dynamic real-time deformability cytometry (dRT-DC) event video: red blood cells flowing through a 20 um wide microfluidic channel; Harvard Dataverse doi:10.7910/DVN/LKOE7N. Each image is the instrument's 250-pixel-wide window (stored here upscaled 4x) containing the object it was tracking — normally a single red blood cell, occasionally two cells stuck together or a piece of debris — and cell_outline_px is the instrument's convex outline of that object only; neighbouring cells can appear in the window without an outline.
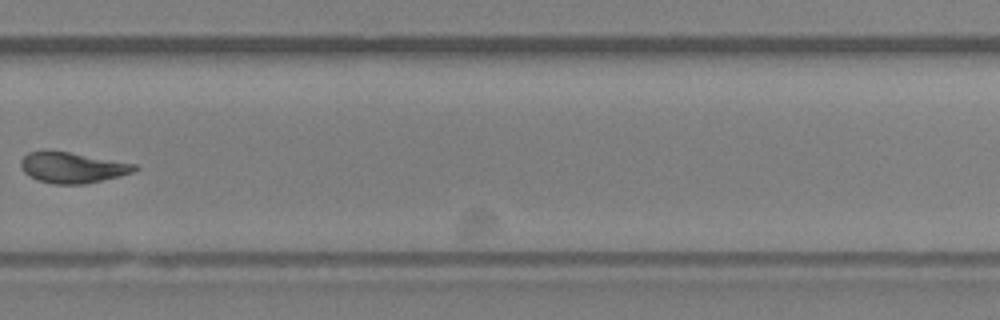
{"species": "Egyptian fruit bat (a non-hibernating species)", "species_latin": "Rousettus aegyptiacus", "temperature_condition": "room temperature", "stored_images_in_passage": 12, "camera_frame_rate_fps": 3000, "um_per_image_px": 0.085, "animal": {"sex": "female"}, "frame": {"image": 1, "passage_image": 9, "time_ms": 10.333, "image_size_px": [1000, 320], "cell_outline_px": [[140, 168], [132, 172], [84, 184], [52, 184], [36, 180], [28, 176], [20, 168], [20, 160], [28, 152], [44, 148], [68, 152], [136, 164]], "centroid_in_image_um": [6.04, 14.22], "position_along_channel_um": 323.8, "area_um2": 20.58}}